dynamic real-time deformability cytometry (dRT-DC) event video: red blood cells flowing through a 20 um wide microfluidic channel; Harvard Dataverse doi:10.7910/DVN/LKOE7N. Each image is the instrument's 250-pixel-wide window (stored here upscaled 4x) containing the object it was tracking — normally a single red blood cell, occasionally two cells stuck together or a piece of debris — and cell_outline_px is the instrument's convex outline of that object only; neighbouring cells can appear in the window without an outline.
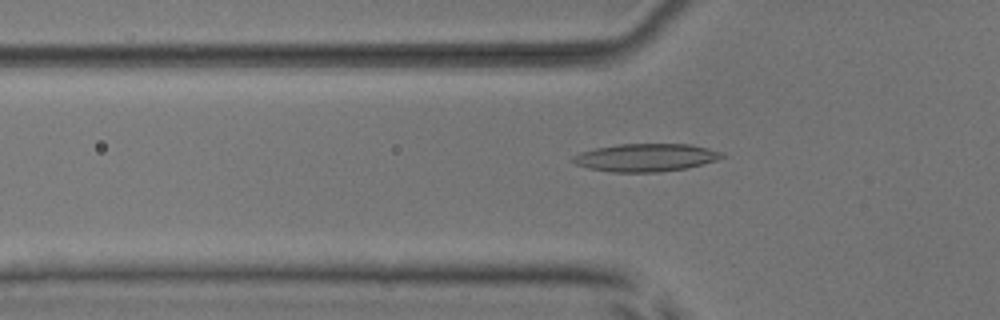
{"species": "common noctule bat (a hibernating species)", "species_latin": "Nyctalus noctula", "temperature_condition": "room temperature", "stored_images_in_passage": 52, "camera_frame_rate_fps": 3000, "um_per_image_px": 0.085, "animal": {"sex": "male", "body_mass_g": 17.9, "forearm_length_mm": 54.2}, "frame": {"image": 1, "passage_image": 18, "time_ms": 5.667, "image_size_px": [1000, 320], "cell_outline_px": [[724, 156], [716, 160], [688, 168], [660, 172], [612, 172], [588, 168], [576, 164], [568, 160], [572, 156], [580, 152], [596, 148], [620, 144], [692, 144], [724, 152]], "centroid_in_image_um": [54.88, 13.39], "position_along_channel_um": 70.9, "area_um2": 24.33}}
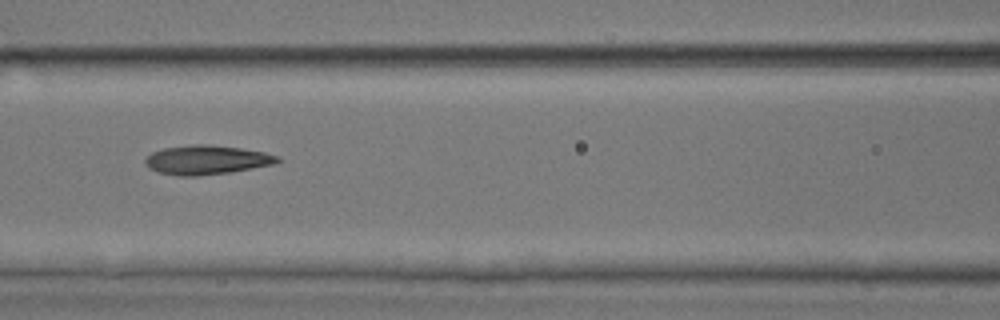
{"frame": {"image": 2, "passage_image": 24, "time_ms": 7.667, "image_size_px": [1000, 320], "cell_outline_px": [[280, 160], [276, 164], [232, 172], [196, 176], [176, 176], [160, 172], [148, 168], [144, 160], [152, 152], [164, 148], [192, 144], [208, 144], [240, 148], [264, 152], [280, 156]], "centroid_in_image_um": [17.59, 13.59], "position_along_channel_um": 149.0, "area_um2": 22.6}}
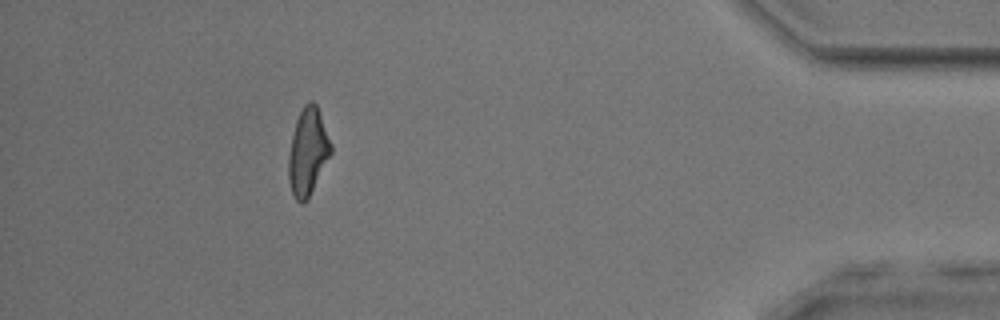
{"frame": {"image": 3, "passage_image": 48, "time_ms": 15.667, "image_size_px": [1000, 320], "cell_outline_px": [[332, 152], [308, 200], [304, 204], [300, 204], [292, 196], [288, 180], [288, 156], [292, 136], [296, 120], [304, 104], [308, 100], [312, 100], [316, 104], [332, 144]], "centroid_in_image_um": [26.16, 12.95], "position_along_channel_um": 409.0, "area_um2": 21.73}}